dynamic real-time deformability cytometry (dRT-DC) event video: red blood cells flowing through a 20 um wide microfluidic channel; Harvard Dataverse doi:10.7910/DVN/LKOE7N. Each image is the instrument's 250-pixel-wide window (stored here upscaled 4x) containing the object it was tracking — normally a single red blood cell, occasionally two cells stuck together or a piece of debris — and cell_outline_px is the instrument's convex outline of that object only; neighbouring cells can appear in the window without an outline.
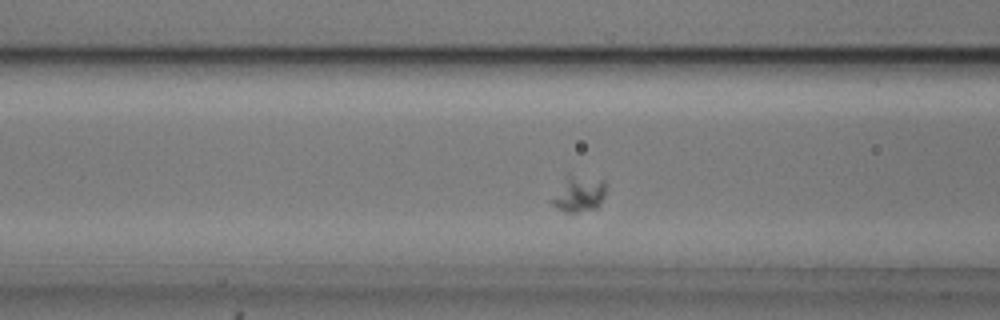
{"species": "common noctule bat (a hibernating species)", "species_latin": "Nyctalus noctula", "temperature_condition": "cold", "stored_images_in_passage": 45, "camera_frame_rate_fps": 3000, "um_per_image_px": 0.085, "animal": {"sex": "male", "body_mass_g": 20.5, "forearm_length_mm": 52.5}, "frame": {"image": 1, "passage_image": 11, "time_ms": 3.333, "image_size_px": [1000, 320], "cell_outline_px": [[604, 196], [600, 204], [596, 208], [576, 212], [564, 212], [552, 204], [548, 200], [568, 176], [604, 180]], "centroid_in_image_um": [49.17, 16.53], "position_along_channel_um": 117.4, "area_um2": 10.87}}
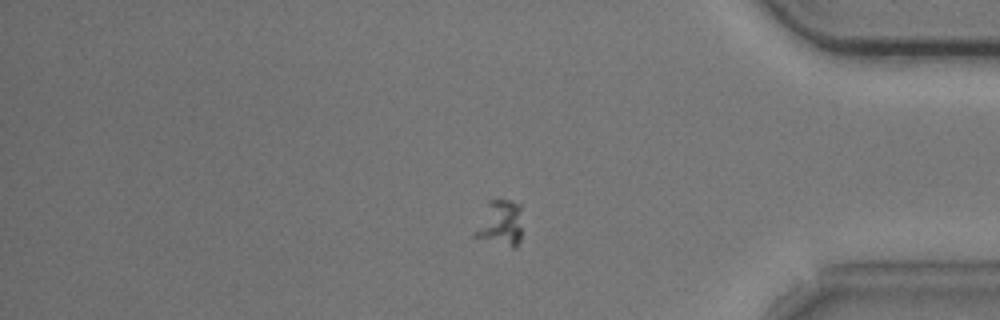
{"frame": {"image": 2, "passage_image": 36, "time_ms": 11.667, "image_size_px": [1000, 320], "cell_outline_px": [[520, 240], [516, 248], [512, 248], [472, 236], [472, 232], [488, 200], [508, 200], [520, 204]], "centroid_in_image_um": [42.47, 18.98], "position_along_channel_um": 392.7, "area_um2": 12.77}}
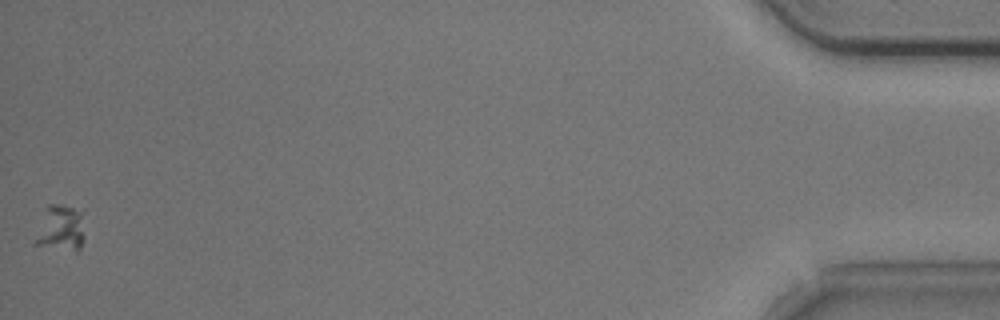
{"frame": {"image": 3, "passage_image": 45, "time_ms": 14.667, "image_size_px": [1000, 320], "cell_outline_px": [[84, 240], [80, 248], [76, 252], [32, 244], [48, 208], [52, 204], [60, 204], [72, 208], [80, 212], [84, 236]], "centroid_in_image_um": [5.18, 19.47], "position_along_channel_um": 430.0, "area_um2": 12.77}}